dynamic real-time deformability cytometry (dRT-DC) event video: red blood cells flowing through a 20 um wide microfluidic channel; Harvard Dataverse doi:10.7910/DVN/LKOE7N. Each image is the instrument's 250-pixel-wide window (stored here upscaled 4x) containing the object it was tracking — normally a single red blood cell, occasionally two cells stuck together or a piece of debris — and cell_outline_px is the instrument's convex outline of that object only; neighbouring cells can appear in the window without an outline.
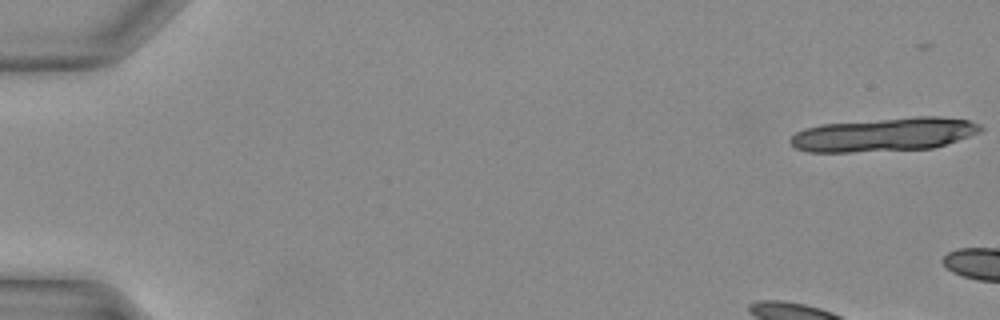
{"species": "Egyptian fruit bat (a non-hibernating species)", "species_latin": "Rousettus aegyptiacus", "temperature_condition": "warm", "stored_images_in_passage": 4, "camera_frame_rate_fps": 3000, "um_per_image_px": 0.085, "animal": {"sex": "female"}, "frame": {"image": 1, "passage_image": 1, "time_ms": 0.0, "image_size_px": [1000, 320], "cell_outline_px": [[984, 128], [980, 132], [932, 148], [852, 152], [808, 152], [796, 148], [788, 140], [796, 132], [804, 128], [820, 124], [916, 116], [936, 116], [968, 120], [980, 124]], "centroid_in_image_um": [75.11, 11.43], "position_along_channel_um": 9.9, "area_um2": 37.22}}